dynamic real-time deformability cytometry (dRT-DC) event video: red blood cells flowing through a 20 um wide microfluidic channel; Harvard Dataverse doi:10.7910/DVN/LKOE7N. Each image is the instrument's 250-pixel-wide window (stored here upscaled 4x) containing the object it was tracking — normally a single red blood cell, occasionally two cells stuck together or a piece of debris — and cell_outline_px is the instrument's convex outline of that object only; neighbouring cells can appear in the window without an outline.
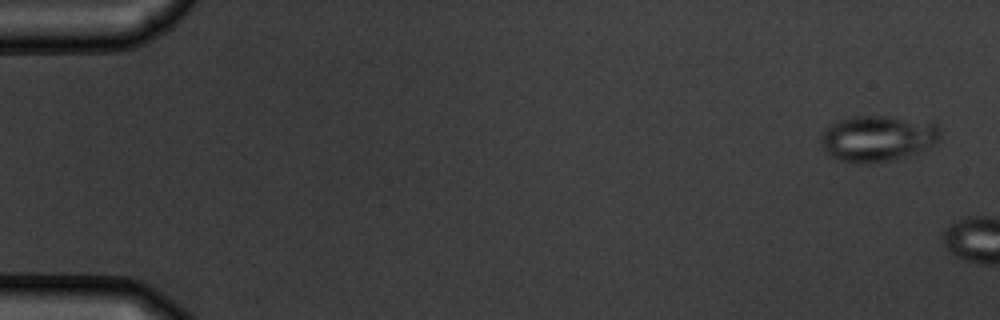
{"species": "common noctule bat (a hibernating species)", "species_latin": "Nyctalus noctula", "temperature_condition": "warm", "stored_images_in_passage": 2, "camera_frame_rate_fps": 3000, "um_per_image_px": 0.085, "animal": {"sex": "male", "body_mass_g": 19.5, "forearm_length_mm": 54.6}, "frame": {"image": 1, "passage_image": 1, "time_ms": 0.0, "image_size_px": [1000, 320], "cell_outline_px": [[940, 140], [916, 152], [888, 160], [868, 164], [860, 164], [840, 160], [824, 152], [820, 148], [820, 136], [828, 124], [836, 120], [852, 116], [892, 116], [932, 120], [940, 128]], "centroid_in_image_um": [74.56, 11.72], "position_along_channel_um": 10.4, "area_um2": 32.54}}